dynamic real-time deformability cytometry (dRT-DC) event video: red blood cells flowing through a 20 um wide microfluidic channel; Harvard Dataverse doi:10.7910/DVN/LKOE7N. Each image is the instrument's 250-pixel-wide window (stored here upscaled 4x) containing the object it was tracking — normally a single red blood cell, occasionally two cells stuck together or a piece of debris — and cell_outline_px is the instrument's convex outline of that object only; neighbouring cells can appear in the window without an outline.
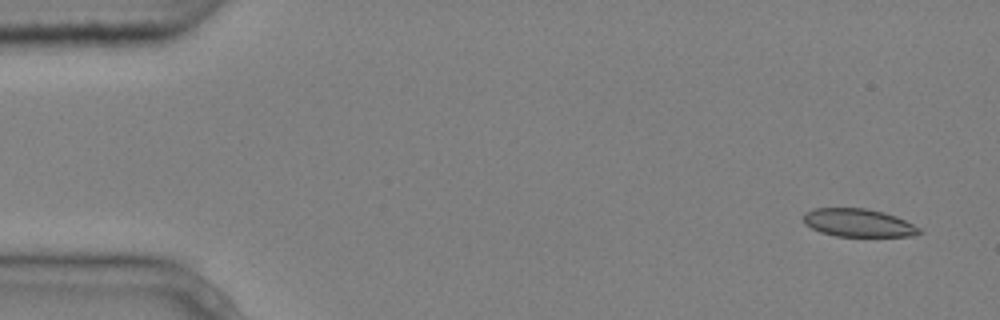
{"species": "common noctule bat (a hibernating species)", "species_latin": "Nyctalus noctula", "temperature_condition": "cold", "stored_images_in_passage": 5, "camera_frame_rate_fps": 3000, "um_per_image_px": 0.085, "animal": {"sex": "male", "body_mass_g": 20.4}, "frame": {"image": 1, "passage_image": 1, "time_ms": 0.0, "image_size_px": [1000, 320], "cell_outline_px": [[924, 232], [912, 236], [836, 236], [820, 232], [804, 224], [804, 212], [816, 208], [864, 208], [884, 212], [896, 216], [920, 228]], "centroid_in_image_um": [72.96, 18.94], "position_along_channel_um": 12.0, "area_um2": 18.9}}